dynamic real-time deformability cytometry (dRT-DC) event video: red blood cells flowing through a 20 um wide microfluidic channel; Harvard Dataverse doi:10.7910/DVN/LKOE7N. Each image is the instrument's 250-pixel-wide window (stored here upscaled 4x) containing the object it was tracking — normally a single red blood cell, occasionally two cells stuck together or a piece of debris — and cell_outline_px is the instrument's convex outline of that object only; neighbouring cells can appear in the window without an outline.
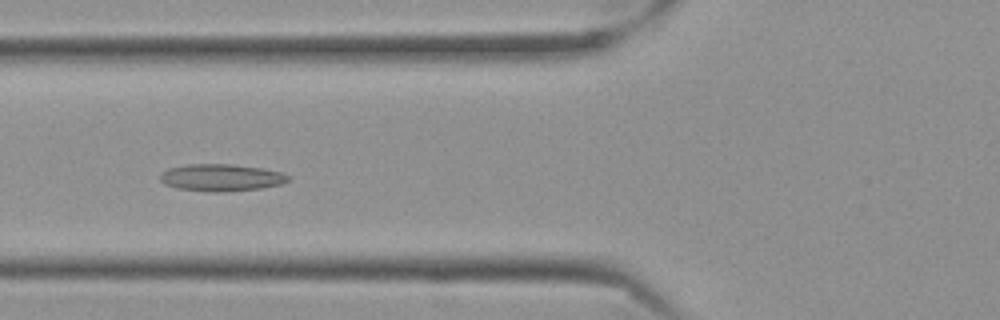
{"species": "Egyptian fruit bat (a non-hibernating species)", "species_latin": "Rousettus aegyptiacus", "temperature_condition": "cold", "stored_images_in_passage": 57, "camera_frame_rate_fps": 3000, "um_per_image_px": 0.085, "frame": {"image": 1, "passage_image": 22, "time_ms": 7.0, "image_size_px": [1000, 320], "cell_outline_px": [[288, 180], [280, 184], [260, 188], [220, 192], [212, 192], [180, 188], [164, 184], [160, 180], [160, 176], [168, 168], [188, 164], [232, 164], [260, 168], [280, 172], [288, 176]], "centroid_in_image_um": [18.77, 15.09], "position_along_channel_um": 107.0, "area_um2": 19.83}}
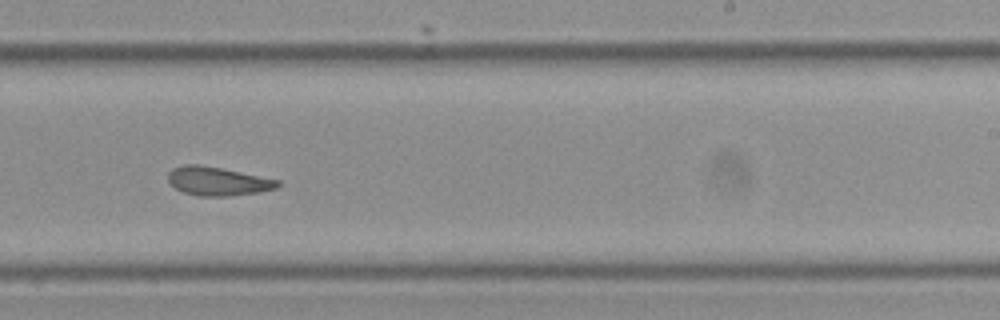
{"frame": {"image": 2, "passage_image": 36, "time_ms": 11.667, "image_size_px": [1000, 320], "cell_outline_px": [[280, 184], [276, 188], [260, 192], [228, 196], [196, 196], [184, 192], [176, 188], [168, 180], [168, 172], [172, 168], [184, 164], [200, 164], [280, 180]], "centroid_in_image_um": [18.49, 15.4], "position_along_channel_um": 270.5, "area_um2": 18.26}}
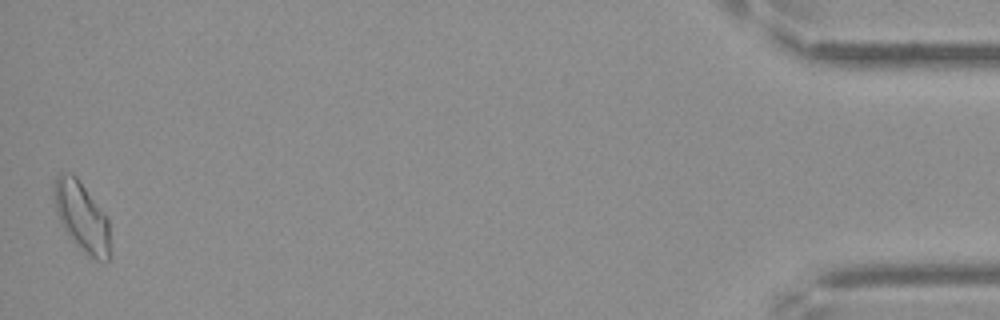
{"frame": {"image": 3, "passage_image": 57, "time_ms": 18.667, "image_size_px": [1000, 320], "cell_outline_px": [[112, 256], [108, 260], [96, 260], [84, 252], [68, 236], [56, 212], [52, 188], [56, 176], [60, 172], [72, 172], [76, 176], [108, 220]], "centroid_in_image_um": [6.94, 18.43], "position_along_channel_um": 428.3, "area_um2": 22.72}, "authors_computed_cell_mechanics": {"area_um2": 19.8254, "velocity_mm_per_s": 3.4978, "shape_relaxation_time_tau1_ms": null, "shape_relaxation_time_tau2_ms": 4.0799, "deformation_change_tau1": null, "deformation_change_tau2": 0.1232}}